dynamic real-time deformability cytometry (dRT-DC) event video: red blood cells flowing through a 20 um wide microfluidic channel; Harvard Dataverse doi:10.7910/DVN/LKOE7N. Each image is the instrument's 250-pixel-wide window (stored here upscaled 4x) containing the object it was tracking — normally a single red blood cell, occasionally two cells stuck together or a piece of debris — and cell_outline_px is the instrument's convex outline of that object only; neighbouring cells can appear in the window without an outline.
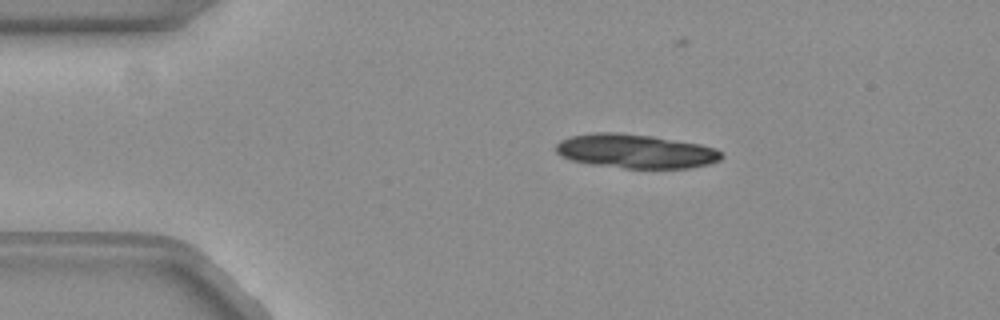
{"species": "common noctule bat (a hibernating species)", "species_latin": "Nyctalus noctula", "temperature_condition": "warm", "stored_images_in_passage": 12, "camera_frame_rate_fps": 3000, "um_per_image_px": 0.085, "animal": {"sex": "female", "body_mass_g": 19.3, "forearm_length_mm": 54.1}, "frame": {"image": 1, "passage_image": 6, "time_ms": 1.667, "image_size_px": [1000, 320], "cell_outline_px": [[720, 160], [708, 164], [688, 168], [624, 168], [592, 164], [572, 160], [556, 152], [556, 144], [560, 140], [572, 136], [596, 132], [616, 132], [648, 136], [696, 144], [712, 148], [720, 152]], "centroid_in_image_um": [53.96, 12.86], "position_along_channel_um": 31.0, "area_um2": 32.08}}